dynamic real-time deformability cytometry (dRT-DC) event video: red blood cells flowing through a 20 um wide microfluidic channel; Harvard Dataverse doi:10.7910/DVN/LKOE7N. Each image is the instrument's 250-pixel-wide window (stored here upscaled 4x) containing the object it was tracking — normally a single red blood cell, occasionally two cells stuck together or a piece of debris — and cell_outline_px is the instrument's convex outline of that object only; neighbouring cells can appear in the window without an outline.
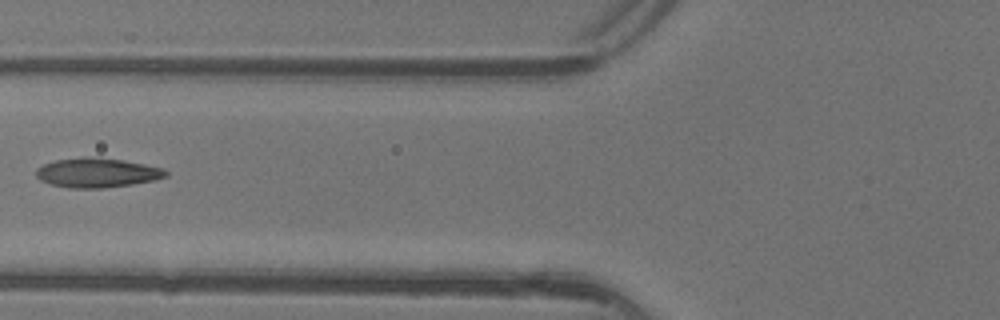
{"species": "common noctule bat (a hibernating species)", "species_latin": "Nyctalus noctula", "temperature_condition": "warm", "stored_images_in_passage": 5, "camera_frame_rate_fps": 3000, "um_per_image_px": 0.085, "animal": {"sex": "female"}, "frame": {"image": 1, "passage_image": 4, "time_ms": 1.0, "image_size_px": [1000, 320], "cell_outline_px": [[168, 176], [156, 180], [132, 184], [104, 188], [68, 188], [52, 184], [40, 180], [36, 176], [36, 168], [44, 164], [56, 160], [88, 156], [120, 160], [144, 164], [164, 168], [168, 172]], "centroid_in_image_um": [8.27, 14.69], "position_along_channel_um": 117.5, "area_um2": 22.25}}
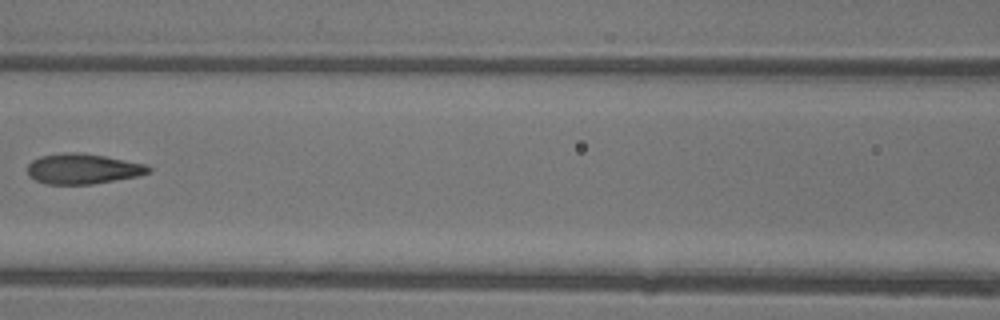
{"frame": {"image": 2, "passage_image": 5, "time_ms": 1.333, "image_size_px": [1000, 320], "cell_outline_px": [[152, 172], [136, 176], [92, 184], [48, 184], [36, 180], [28, 176], [28, 164], [32, 160], [40, 156], [64, 152], [80, 152], [104, 156], [148, 164], [152, 168]], "centroid_in_image_um": [7.05, 14.34], "position_along_channel_um": 159.5, "area_um2": 21.44}}